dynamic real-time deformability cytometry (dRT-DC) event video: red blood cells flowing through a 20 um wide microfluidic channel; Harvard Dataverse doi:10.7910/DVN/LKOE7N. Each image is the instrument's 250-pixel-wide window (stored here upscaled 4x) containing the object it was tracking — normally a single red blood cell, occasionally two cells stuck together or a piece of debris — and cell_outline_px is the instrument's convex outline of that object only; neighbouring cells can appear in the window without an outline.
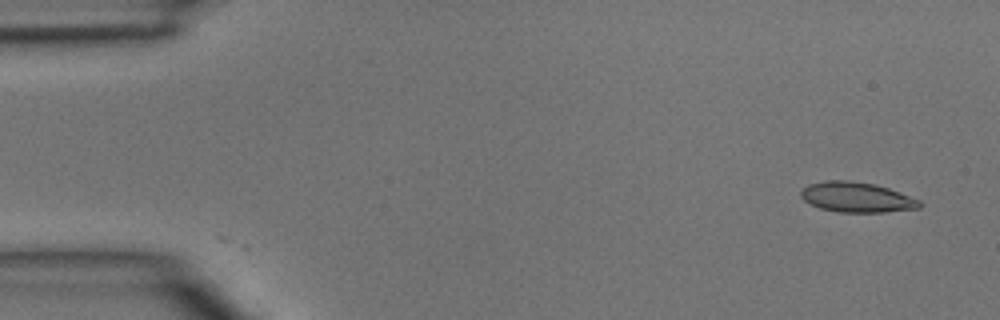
{"species": "common noctule bat (a hibernating species)", "species_latin": "Nyctalus noctula", "temperature_condition": "room temperature", "stored_images_in_passage": 46, "segment_of_instrument_passage": [1, 2], "camera_frame_rate_fps": 3000, "um_per_image_px": 0.085, "animal": {"sex": "male", "body_mass_g": 15.6}, "frame": {"image": 1, "passage_image": 1, "time_ms": 0.0, "image_size_px": [1000, 320], "cell_outline_px": [[924, 204], [920, 208], [884, 212], [836, 212], [820, 208], [804, 200], [800, 196], [800, 192], [808, 184], [824, 180], [848, 180], [876, 184], [888, 188], [920, 200]], "centroid_in_image_um": [72.82, 16.76], "position_along_channel_um": 12.2, "area_um2": 20.92}}
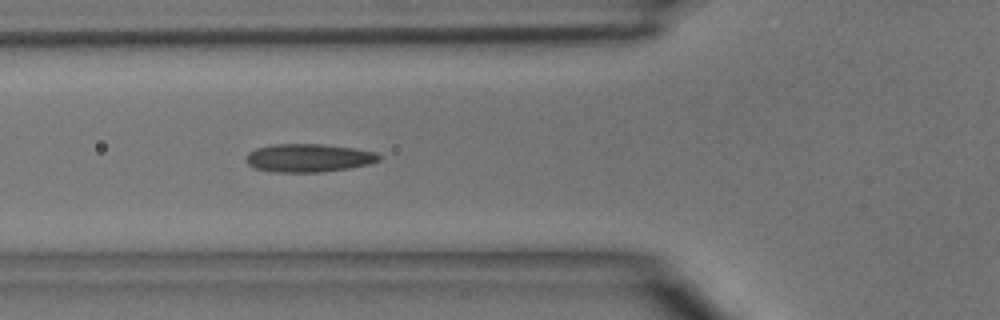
{"frame": {"image": 2, "passage_image": 15, "time_ms": 4.667, "image_size_px": [1000, 320], "cell_outline_px": [[380, 160], [368, 164], [348, 168], [320, 172], [276, 172], [256, 168], [248, 164], [244, 160], [244, 156], [248, 152], [256, 148], [272, 144], [324, 144], [356, 148], [376, 152], [380, 156]], "centroid_in_image_um": [26.2, 13.41], "position_along_channel_um": 99.6, "area_um2": 21.96}}
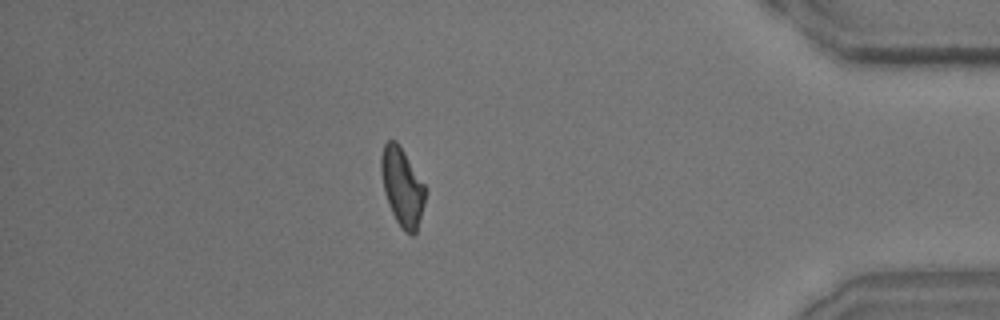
{"frame": {"image": 3, "passage_image": 39, "time_ms": 12.667, "image_size_px": [1000, 320], "cell_outline_px": [[424, 204], [416, 232], [412, 236], [404, 232], [400, 228], [388, 204], [384, 192], [380, 168], [380, 156], [384, 144], [388, 140], [396, 140], [404, 152], [424, 184]], "centroid_in_image_um": [34.15, 15.89], "position_along_channel_um": 401.0, "area_um2": 19.94}}